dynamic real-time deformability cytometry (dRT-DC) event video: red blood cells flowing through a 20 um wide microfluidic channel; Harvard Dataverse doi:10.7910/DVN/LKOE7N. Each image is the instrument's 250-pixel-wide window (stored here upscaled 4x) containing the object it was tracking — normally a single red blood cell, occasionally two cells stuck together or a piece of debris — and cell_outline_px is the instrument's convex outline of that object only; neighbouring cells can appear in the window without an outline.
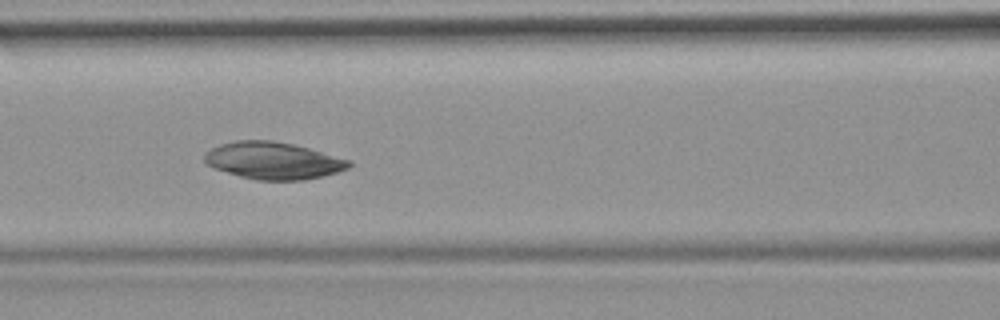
{"species": "common noctule bat (a hibernating species)", "species_latin": "Nyctalus noctula", "temperature_condition": "room temperature", "stored_images_in_passage": 29, "camera_frame_rate_fps": 3000, "um_per_image_px": 0.085, "animal": {"sex": "female", "body_mass_g": 19.9}, "frame": {"image": 1, "passage_image": 9, "time_ms": 2.667, "image_size_px": [1000, 320], "cell_outline_px": [[352, 164], [348, 168], [336, 172], [304, 180], [256, 180], [240, 176], [216, 168], [208, 164], [204, 160], [204, 156], [212, 148], [220, 144], [236, 140], [272, 140], [292, 144], [308, 148], [352, 160]], "centroid_in_image_um": [23.25, 13.64], "position_along_channel_um": 143.4, "area_um2": 30.92}}
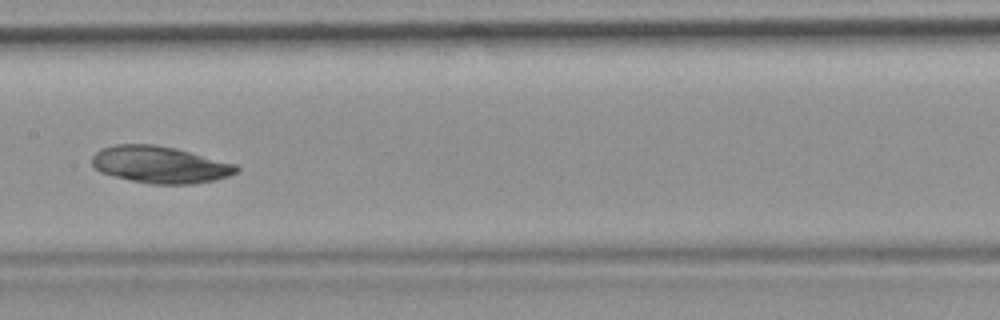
{"frame": {"image": 2, "passage_image": 13, "time_ms": 4.0, "image_size_px": [1000, 320], "cell_outline_px": [[240, 168], [236, 172], [228, 176], [216, 180], [192, 184], [148, 184], [112, 176], [100, 172], [92, 164], [92, 156], [100, 148], [116, 144], [152, 144], [176, 148], [236, 164]], "centroid_in_image_um": [13.58, 14.0], "position_along_channel_um": 193.8, "area_um2": 31.21}}